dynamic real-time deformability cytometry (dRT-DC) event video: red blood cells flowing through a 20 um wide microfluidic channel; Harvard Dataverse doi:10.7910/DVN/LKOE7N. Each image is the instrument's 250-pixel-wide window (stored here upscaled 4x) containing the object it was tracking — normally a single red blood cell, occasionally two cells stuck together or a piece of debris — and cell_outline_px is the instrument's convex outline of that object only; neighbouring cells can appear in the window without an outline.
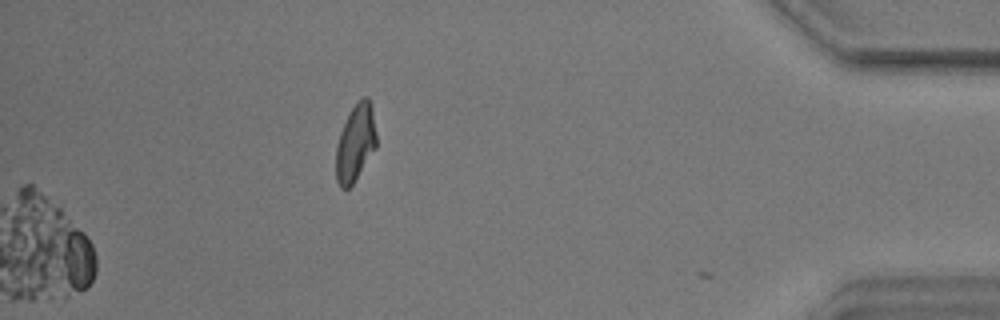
{"species": "common noctule bat (a hibernating species)", "species_latin": "Nyctalus noctula", "temperature_condition": "warm", "stored_images_in_passage": 43, "camera_frame_rate_fps": 3000, "um_per_image_px": 0.085, "animal": {"sex": "male", "body_mass_g": 17.9}, "frame": {"image": 1, "passage_image": 43, "time_ms": 14.0, "image_size_px": [1000, 320], "cell_outline_px": [[376, 148], [352, 184], [344, 192], [340, 188], [336, 180], [336, 144], [340, 132], [356, 100], [364, 96], [368, 96], [372, 104], [376, 132]], "centroid_in_image_um": [30.21, 12.13], "position_along_channel_um": 405.0, "area_um2": 18.32}}